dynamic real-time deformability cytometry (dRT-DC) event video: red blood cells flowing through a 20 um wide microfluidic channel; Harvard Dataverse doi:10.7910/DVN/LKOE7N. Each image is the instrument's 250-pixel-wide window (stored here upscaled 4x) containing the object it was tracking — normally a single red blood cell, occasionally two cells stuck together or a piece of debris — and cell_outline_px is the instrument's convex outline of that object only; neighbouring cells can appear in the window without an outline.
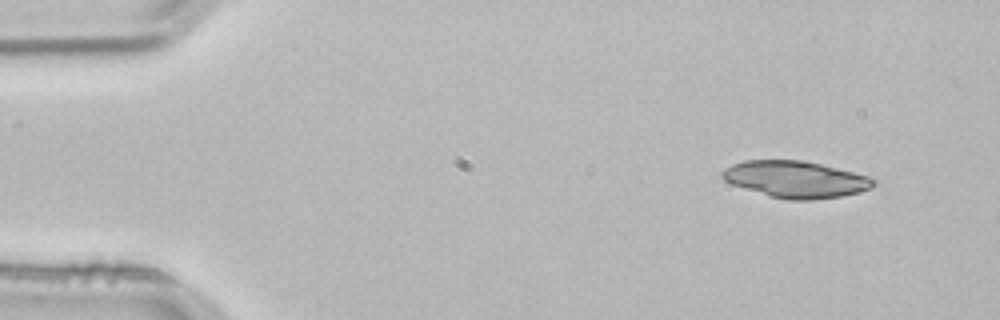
{"species": "common noctule bat (a hibernating species)", "species_latin": "Nyctalus noctula", "temperature_condition": "room temperature", "stored_images_in_passage": 3, "camera_frame_rate_fps": 3000, "um_per_image_px": 0.085, "animal": {"sex": "male", "body_mass_g": 21.5, "forearm_length_mm": 52.0}, "frame": {"image": 1, "passage_image": 1, "time_ms": 0.0, "image_size_px": [1000, 320], "cell_outline_px": [[876, 184], [872, 188], [860, 192], [840, 196], [812, 200], [788, 200], [768, 196], [732, 184], [724, 180], [720, 176], [720, 172], [724, 168], [732, 164], [744, 160], [804, 160], [868, 176], [876, 180]], "centroid_in_image_um": [67.6, 15.24], "position_along_channel_um": 17.4, "area_um2": 32.43}}